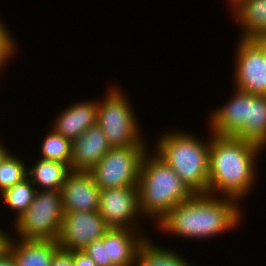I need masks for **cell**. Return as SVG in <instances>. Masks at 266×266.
Here are the masks:
<instances>
[{
  "instance_id": "31",
  "label": "cell",
  "mask_w": 266,
  "mask_h": 266,
  "mask_svg": "<svg viewBox=\"0 0 266 266\" xmlns=\"http://www.w3.org/2000/svg\"><path fill=\"white\" fill-rule=\"evenodd\" d=\"M228 1H230L229 3H230V5H231L235 0H228Z\"/></svg>"
},
{
  "instance_id": "28",
  "label": "cell",
  "mask_w": 266,
  "mask_h": 266,
  "mask_svg": "<svg viewBox=\"0 0 266 266\" xmlns=\"http://www.w3.org/2000/svg\"><path fill=\"white\" fill-rule=\"evenodd\" d=\"M1 229L2 228H0V252L5 248V243H6V239H7V236H8Z\"/></svg>"
},
{
  "instance_id": "30",
  "label": "cell",
  "mask_w": 266,
  "mask_h": 266,
  "mask_svg": "<svg viewBox=\"0 0 266 266\" xmlns=\"http://www.w3.org/2000/svg\"><path fill=\"white\" fill-rule=\"evenodd\" d=\"M263 60H266V37H263Z\"/></svg>"
},
{
  "instance_id": "10",
  "label": "cell",
  "mask_w": 266,
  "mask_h": 266,
  "mask_svg": "<svg viewBox=\"0 0 266 266\" xmlns=\"http://www.w3.org/2000/svg\"><path fill=\"white\" fill-rule=\"evenodd\" d=\"M99 213L110 228L140 230L137 219L140 216L142 217V214L139 205L138 187L126 186L101 189Z\"/></svg>"
},
{
  "instance_id": "13",
  "label": "cell",
  "mask_w": 266,
  "mask_h": 266,
  "mask_svg": "<svg viewBox=\"0 0 266 266\" xmlns=\"http://www.w3.org/2000/svg\"><path fill=\"white\" fill-rule=\"evenodd\" d=\"M141 230L110 228L103 236L107 266H134L141 243L147 236Z\"/></svg>"
},
{
  "instance_id": "6",
  "label": "cell",
  "mask_w": 266,
  "mask_h": 266,
  "mask_svg": "<svg viewBox=\"0 0 266 266\" xmlns=\"http://www.w3.org/2000/svg\"><path fill=\"white\" fill-rule=\"evenodd\" d=\"M105 98L98 101L97 124L111 148L148 146L139 130L138 118L126 95L119 87L110 86ZM143 140V141H142ZM146 143V144H145Z\"/></svg>"
},
{
  "instance_id": "7",
  "label": "cell",
  "mask_w": 266,
  "mask_h": 266,
  "mask_svg": "<svg viewBox=\"0 0 266 266\" xmlns=\"http://www.w3.org/2000/svg\"><path fill=\"white\" fill-rule=\"evenodd\" d=\"M63 216L60 191L36 190L29 208L13 224L18 238L57 241Z\"/></svg>"
},
{
  "instance_id": "1",
  "label": "cell",
  "mask_w": 266,
  "mask_h": 266,
  "mask_svg": "<svg viewBox=\"0 0 266 266\" xmlns=\"http://www.w3.org/2000/svg\"><path fill=\"white\" fill-rule=\"evenodd\" d=\"M210 134L208 194L240 202L256 184L255 163L263 148L233 136Z\"/></svg>"
},
{
  "instance_id": "23",
  "label": "cell",
  "mask_w": 266,
  "mask_h": 266,
  "mask_svg": "<svg viewBox=\"0 0 266 266\" xmlns=\"http://www.w3.org/2000/svg\"><path fill=\"white\" fill-rule=\"evenodd\" d=\"M0 20V71L3 66L8 62L10 58H13L16 45L14 44V38L11 36L8 27ZM13 55V56H12Z\"/></svg>"
},
{
  "instance_id": "5",
  "label": "cell",
  "mask_w": 266,
  "mask_h": 266,
  "mask_svg": "<svg viewBox=\"0 0 266 266\" xmlns=\"http://www.w3.org/2000/svg\"><path fill=\"white\" fill-rule=\"evenodd\" d=\"M234 96L209 117L210 132L266 146V96L234 90Z\"/></svg>"
},
{
  "instance_id": "16",
  "label": "cell",
  "mask_w": 266,
  "mask_h": 266,
  "mask_svg": "<svg viewBox=\"0 0 266 266\" xmlns=\"http://www.w3.org/2000/svg\"><path fill=\"white\" fill-rule=\"evenodd\" d=\"M7 236L5 248L17 266H51L54 254L60 249L57 241L37 239H12ZM16 242V243H15Z\"/></svg>"
},
{
  "instance_id": "3",
  "label": "cell",
  "mask_w": 266,
  "mask_h": 266,
  "mask_svg": "<svg viewBox=\"0 0 266 266\" xmlns=\"http://www.w3.org/2000/svg\"><path fill=\"white\" fill-rule=\"evenodd\" d=\"M137 187L142 216L156 219L157 224L172 208L194 195L175 171L150 151L143 158Z\"/></svg>"
},
{
  "instance_id": "26",
  "label": "cell",
  "mask_w": 266,
  "mask_h": 266,
  "mask_svg": "<svg viewBox=\"0 0 266 266\" xmlns=\"http://www.w3.org/2000/svg\"><path fill=\"white\" fill-rule=\"evenodd\" d=\"M73 264L74 266H97L83 250L73 251Z\"/></svg>"
},
{
  "instance_id": "20",
  "label": "cell",
  "mask_w": 266,
  "mask_h": 266,
  "mask_svg": "<svg viewBox=\"0 0 266 266\" xmlns=\"http://www.w3.org/2000/svg\"><path fill=\"white\" fill-rule=\"evenodd\" d=\"M40 187L35 188L31 180L27 177L22 182L15 184L11 188L6 189L1 193V198L4 200L6 205L17 211L15 221L18 220L24 212L29 208L33 202L36 190Z\"/></svg>"
},
{
  "instance_id": "19",
  "label": "cell",
  "mask_w": 266,
  "mask_h": 266,
  "mask_svg": "<svg viewBox=\"0 0 266 266\" xmlns=\"http://www.w3.org/2000/svg\"><path fill=\"white\" fill-rule=\"evenodd\" d=\"M151 242L153 241H149L146 237L141 243L135 266H191L183 255L177 254V251L175 253Z\"/></svg>"
},
{
  "instance_id": "17",
  "label": "cell",
  "mask_w": 266,
  "mask_h": 266,
  "mask_svg": "<svg viewBox=\"0 0 266 266\" xmlns=\"http://www.w3.org/2000/svg\"><path fill=\"white\" fill-rule=\"evenodd\" d=\"M231 5L242 29L241 38L266 37V0H235Z\"/></svg>"
},
{
  "instance_id": "4",
  "label": "cell",
  "mask_w": 266,
  "mask_h": 266,
  "mask_svg": "<svg viewBox=\"0 0 266 266\" xmlns=\"http://www.w3.org/2000/svg\"><path fill=\"white\" fill-rule=\"evenodd\" d=\"M200 140L187 131L165 132L159 136L154 152L194 194H208L210 137L209 142Z\"/></svg>"
},
{
  "instance_id": "24",
  "label": "cell",
  "mask_w": 266,
  "mask_h": 266,
  "mask_svg": "<svg viewBox=\"0 0 266 266\" xmlns=\"http://www.w3.org/2000/svg\"><path fill=\"white\" fill-rule=\"evenodd\" d=\"M97 266H107L106 246L103 237L88 244L83 250Z\"/></svg>"
},
{
  "instance_id": "8",
  "label": "cell",
  "mask_w": 266,
  "mask_h": 266,
  "mask_svg": "<svg viewBox=\"0 0 266 266\" xmlns=\"http://www.w3.org/2000/svg\"><path fill=\"white\" fill-rule=\"evenodd\" d=\"M148 146L111 148L89 172L100 189L137 186Z\"/></svg>"
},
{
  "instance_id": "18",
  "label": "cell",
  "mask_w": 266,
  "mask_h": 266,
  "mask_svg": "<svg viewBox=\"0 0 266 266\" xmlns=\"http://www.w3.org/2000/svg\"><path fill=\"white\" fill-rule=\"evenodd\" d=\"M72 172L69 164L43 159L28 169V178L44 191H61L68 175Z\"/></svg>"
},
{
  "instance_id": "29",
  "label": "cell",
  "mask_w": 266,
  "mask_h": 266,
  "mask_svg": "<svg viewBox=\"0 0 266 266\" xmlns=\"http://www.w3.org/2000/svg\"><path fill=\"white\" fill-rule=\"evenodd\" d=\"M9 150L5 149L4 144L0 142V163L7 156Z\"/></svg>"
},
{
  "instance_id": "12",
  "label": "cell",
  "mask_w": 266,
  "mask_h": 266,
  "mask_svg": "<svg viewBox=\"0 0 266 266\" xmlns=\"http://www.w3.org/2000/svg\"><path fill=\"white\" fill-rule=\"evenodd\" d=\"M100 188L89 171H72L62 189L63 211H99Z\"/></svg>"
},
{
  "instance_id": "25",
  "label": "cell",
  "mask_w": 266,
  "mask_h": 266,
  "mask_svg": "<svg viewBox=\"0 0 266 266\" xmlns=\"http://www.w3.org/2000/svg\"><path fill=\"white\" fill-rule=\"evenodd\" d=\"M51 266H74L73 251H66L60 248L54 254Z\"/></svg>"
},
{
  "instance_id": "27",
  "label": "cell",
  "mask_w": 266,
  "mask_h": 266,
  "mask_svg": "<svg viewBox=\"0 0 266 266\" xmlns=\"http://www.w3.org/2000/svg\"><path fill=\"white\" fill-rule=\"evenodd\" d=\"M0 266H17L15 259L6 248L0 252Z\"/></svg>"
},
{
  "instance_id": "22",
  "label": "cell",
  "mask_w": 266,
  "mask_h": 266,
  "mask_svg": "<svg viewBox=\"0 0 266 266\" xmlns=\"http://www.w3.org/2000/svg\"><path fill=\"white\" fill-rule=\"evenodd\" d=\"M28 177V168L11 152L0 163V194Z\"/></svg>"
},
{
  "instance_id": "14",
  "label": "cell",
  "mask_w": 266,
  "mask_h": 266,
  "mask_svg": "<svg viewBox=\"0 0 266 266\" xmlns=\"http://www.w3.org/2000/svg\"><path fill=\"white\" fill-rule=\"evenodd\" d=\"M111 149L101 127H89L81 136L72 141V171H90Z\"/></svg>"
},
{
  "instance_id": "9",
  "label": "cell",
  "mask_w": 266,
  "mask_h": 266,
  "mask_svg": "<svg viewBox=\"0 0 266 266\" xmlns=\"http://www.w3.org/2000/svg\"><path fill=\"white\" fill-rule=\"evenodd\" d=\"M237 45L234 89L266 96V60H263V37L241 38Z\"/></svg>"
},
{
  "instance_id": "15",
  "label": "cell",
  "mask_w": 266,
  "mask_h": 266,
  "mask_svg": "<svg viewBox=\"0 0 266 266\" xmlns=\"http://www.w3.org/2000/svg\"><path fill=\"white\" fill-rule=\"evenodd\" d=\"M98 99L82 101L62 110L52 129L63 137L74 141L89 127L97 124Z\"/></svg>"
},
{
  "instance_id": "21",
  "label": "cell",
  "mask_w": 266,
  "mask_h": 266,
  "mask_svg": "<svg viewBox=\"0 0 266 266\" xmlns=\"http://www.w3.org/2000/svg\"><path fill=\"white\" fill-rule=\"evenodd\" d=\"M41 153L43 159L62 162L71 166L72 141L52 129L44 137Z\"/></svg>"
},
{
  "instance_id": "11",
  "label": "cell",
  "mask_w": 266,
  "mask_h": 266,
  "mask_svg": "<svg viewBox=\"0 0 266 266\" xmlns=\"http://www.w3.org/2000/svg\"><path fill=\"white\" fill-rule=\"evenodd\" d=\"M109 229L99 211L65 212L57 243L66 251L84 250L91 242L101 239Z\"/></svg>"
},
{
  "instance_id": "2",
  "label": "cell",
  "mask_w": 266,
  "mask_h": 266,
  "mask_svg": "<svg viewBox=\"0 0 266 266\" xmlns=\"http://www.w3.org/2000/svg\"><path fill=\"white\" fill-rule=\"evenodd\" d=\"M238 201L210 194H194L172 208L157 224L164 233L194 239L212 238L240 224Z\"/></svg>"
}]
</instances>
